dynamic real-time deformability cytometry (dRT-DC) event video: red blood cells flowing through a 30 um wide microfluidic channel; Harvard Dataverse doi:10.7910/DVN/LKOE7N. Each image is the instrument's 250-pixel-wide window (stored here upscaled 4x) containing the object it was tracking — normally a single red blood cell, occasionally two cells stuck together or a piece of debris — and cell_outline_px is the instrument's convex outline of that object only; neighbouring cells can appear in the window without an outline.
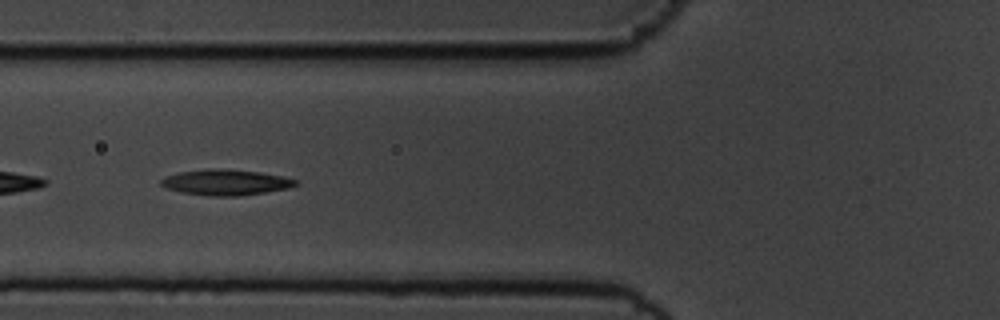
{"species": "common noctule bat (a hibernating species)", "species_latin": "Nyctalus noctula", "temperature_condition": "cold", "stored_images_in_passage": 53, "camera_frame_rate_fps": 3000, "um_per_image_px": 0.085, "animal": {"sex": "male", "body_mass_g": 19.5, "forearm_length_mm": 54.6}, "frame": {"image": 1, "passage_image": 21, "time_ms": 6.667, "image_size_px": [1000, 320], "cell_outline_px": [[300, 180], [296, 184], [288, 188], [264, 192], [236, 196], [208, 196], [180, 192], [164, 188], [160, 184], [160, 180], [164, 176], [180, 172], [204, 168], [212, 168], [260, 172], [284, 176]], "centroid_in_image_um": [19.14, 15.49], "position_along_channel_um": 106.7, "area_um2": 20.29}}
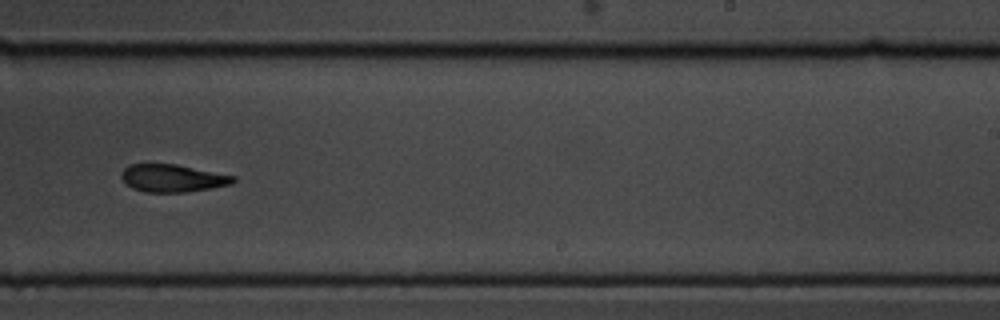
{"frame": {"image": 2, "passage_image": 35, "time_ms": 11.333, "image_size_px": [1000, 320], "cell_outline_px": [[236, 180], [232, 184], [212, 188], [184, 192], [144, 192], [132, 188], [120, 176], [120, 172], [128, 164], [176, 164], [236, 176]], "centroid_in_image_um": [14.67, 15.14], "position_along_channel_um": 274.3, "area_um2": 18.03}}
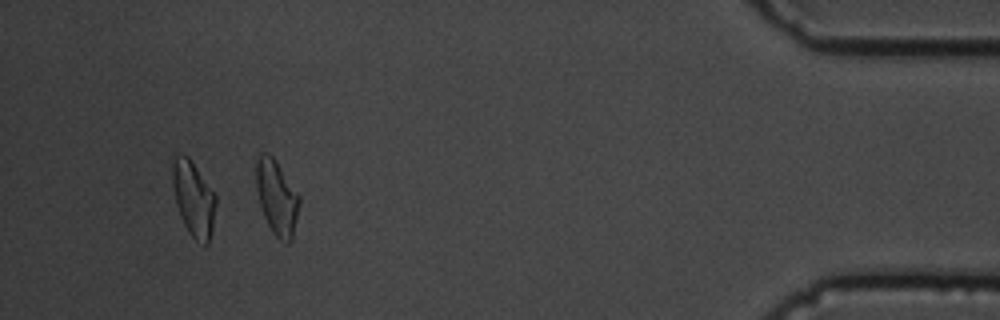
{"frame": {"image": 3, "passage_image": 51, "time_ms": 16.667, "image_size_px": [1000, 320], "cell_outline_px": [[300, 204], [292, 240], [288, 244], [284, 244], [272, 232], [264, 216], [260, 204], [256, 188], [256, 160], [260, 152], [268, 152], [276, 160], [300, 196]], "centroid_in_image_um": [23.53, 16.78], "position_along_channel_um": 411.7, "area_um2": 19.02}, "authors_computed_cell_mechanics": {"area_um2": 19.1318, "velocity_mm_per_s": 3.594, "shape_relaxation_time_tau1_ms": 7.8149, "shape_relaxation_time_tau2_ms": 6.162, "deformation_change_tau1": 0.1951, "deformation_change_tau2": 0.1548}}